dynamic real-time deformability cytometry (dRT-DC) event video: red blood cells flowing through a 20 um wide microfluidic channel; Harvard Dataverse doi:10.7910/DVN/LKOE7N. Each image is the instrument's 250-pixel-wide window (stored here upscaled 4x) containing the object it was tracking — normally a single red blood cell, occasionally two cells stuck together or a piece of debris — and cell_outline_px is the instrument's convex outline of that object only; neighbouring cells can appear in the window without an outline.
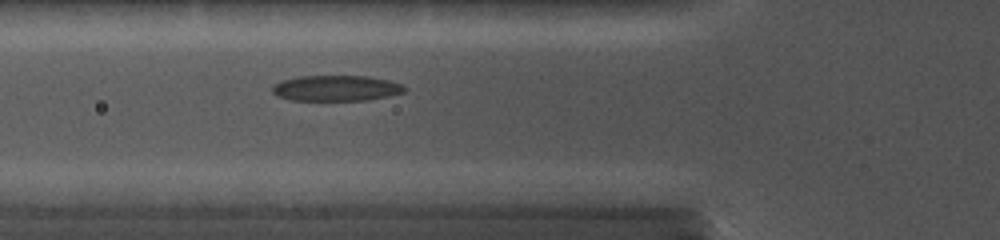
{"species": "common noctule bat (a hibernating species)", "species_latin": "Nyctalus noctula", "temperature_condition": "cold", "stored_images_in_passage": 28, "camera_frame_rate_fps": 5000, "um_per_image_px": 0.085, "animal": {"sex": "female", "body_mass_g": 19.0, "forearm_length_mm": 56.7}, "frame": {"image": 1, "passage_image": 5, "time_ms": 1.2, "image_size_px": [1000, 240], "cell_outline_px": [[408, 88], [404, 92], [388, 96], [368, 100], [292, 100], [276, 96], [272, 92], [272, 88], [280, 80], [300, 76], [368, 76], [388, 80], [400, 84]], "centroid_in_image_um": [28.57, 7.49], "position_along_channel_um": 97.2, "area_um2": 19.77}}
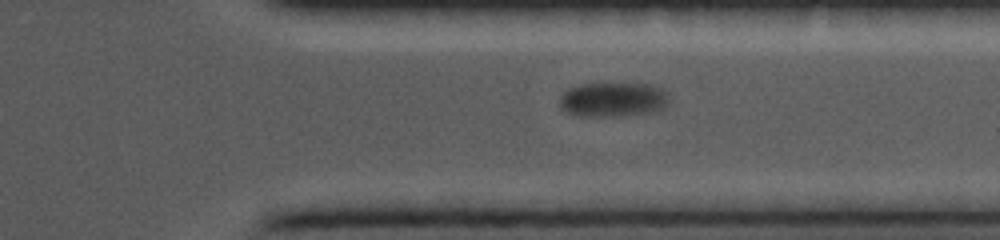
{"frame": {"image": 2, "passage_image": 24, "time_ms": 7.0, "image_size_px": [1000, 240], "cell_outline_px": [[672, 100], [664, 108], [656, 112], [624, 116], [580, 116], [564, 112], [560, 108], [560, 96], [564, 92], [580, 84], [656, 84], [664, 88], [668, 92]], "centroid_in_image_um": [52.21, 8.47], "position_along_channel_um": 359.2, "area_um2": 22.6}}